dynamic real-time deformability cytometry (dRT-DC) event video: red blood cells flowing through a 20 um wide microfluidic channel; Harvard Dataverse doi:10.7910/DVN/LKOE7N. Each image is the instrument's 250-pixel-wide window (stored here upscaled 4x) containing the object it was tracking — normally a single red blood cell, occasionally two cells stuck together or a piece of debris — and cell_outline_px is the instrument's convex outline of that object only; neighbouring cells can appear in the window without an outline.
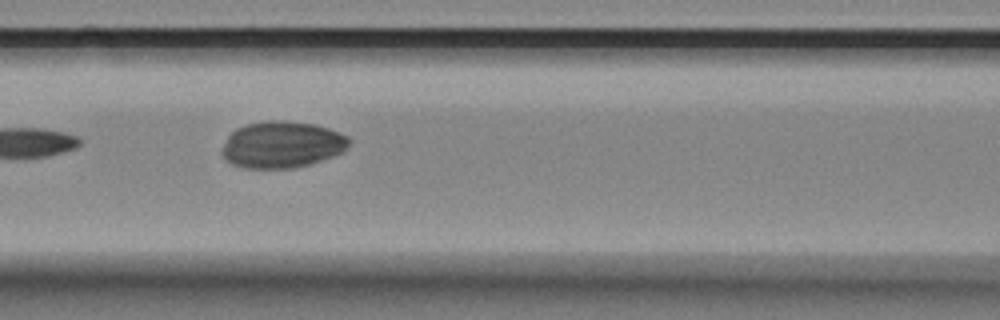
{"species": "Egyptian fruit bat (a non-hibernating species)", "species_latin": "Rousettus aegyptiacus", "temperature_condition": "room temperature", "stored_images_in_passage": 12, "camera_frame_rate_fps": 3000, "um_per_image_px": 0.085, "animal": {"sex": "female"}, "frame": {"image": 1, "passage_image": 4, "time_ms": 3.667, "image_size_px": [1000, 320], "cell_outline_px": [[352, 140], [348, 148], [344, 152], [308, 164], [292, 168], [244, 168], [232, 164], [220, 152], [228, 136], [236, 128], [248, 124], [268, 120], [280, 120], [316, 124], [328, 128], [348, 136]], "centroid_in_image_um": [23.99, 12.28], "position_along_channel_um": 142.6, "area_um2": 34.51}}
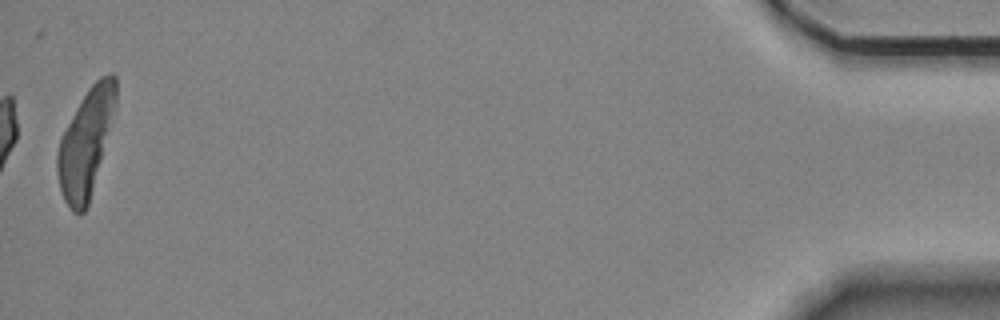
{"frame": {"image": 2, "passage_image": 12, "time_ms": 14.333, "image_size_px": [1000, 320], "cell_outline_px": [[116, 108], [88, 204], [84, 212], [80, 216], [72, 212], [64, 200], [60, 188], [56, 168], [56, 156], [60, 136], [76, 108], [88, 88], [100, 76], [108, 72], [112, 72], [116, 76]], "centroid_in_image_um": [7.28, 12.12], "position_along_channel_um": 427.9, "area_um2": 36.36}}